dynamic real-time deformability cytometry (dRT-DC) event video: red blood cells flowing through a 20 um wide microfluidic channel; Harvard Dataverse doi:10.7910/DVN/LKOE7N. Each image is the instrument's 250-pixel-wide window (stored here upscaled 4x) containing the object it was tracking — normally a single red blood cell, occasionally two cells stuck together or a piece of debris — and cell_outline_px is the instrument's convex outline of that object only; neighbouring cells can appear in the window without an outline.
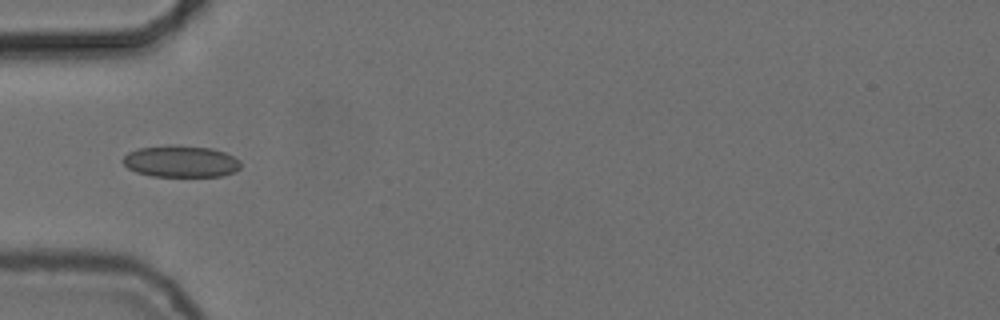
{"species": "common noctule bat (a hibernating species)", "species_latin": "Nyctalus noctula", "temperature_condition": "cold", "stored_images_in_passage": 23, "camera_frame_rate_fps": 3000, "um_per_image_px": 0.085, "animal": {"sex": "female", "body_mass_g": 24.6, "forearm_length_mm": 56.2}, "frame": {"image": 1, "passage_image": 1, "time_ms": 0.0, "image_size_px": [1000, 320], "cell_outline_px": [[240, 168], [236, 172], [224, 176], [152, 176], [136, 172], [128, 168], [120, 160], [128, 152], [136, 148], [168, 144], [212, 148], [224, 152], [240, 160]], "centroid_in_image_um": [15.35, 13.71], "position_along_channel_um": 69.7, "area_um2": 22.08}}
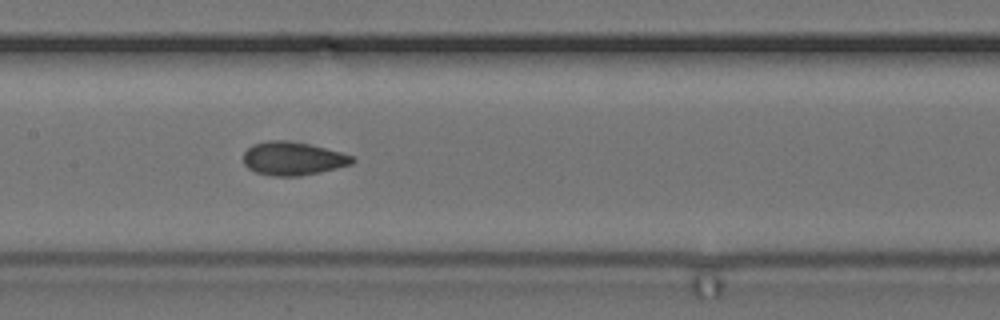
{"frame": {"image": 2, "passage_image": 10, "time_ms": 3.0, "image_size_px": [1000, 320], "cell_outline_px": [[356, 160], [352, 164], [320, 172], [300, 176], [272, 176], [256, 172], [248, 168], [244, 164], [244, 152], [252, 144], [268, 140], [284, 140], [308, 144], [340, 152], [352, 156]], "centroid_in_image_um": [24.87, 13.48], "position_along_channel_um": 182.5, "area_um2": 21.1}}
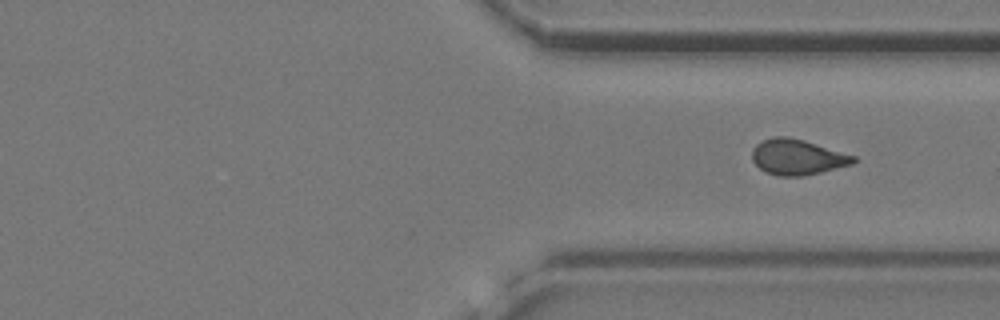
{"frame": {"image": 3, "passage_image": 23, "time_ms": 7.333, "image_size_px": [1000, 320], "cell_outline_px": [[856, 160], [852, 164], [804, 176], [776, 176], [764, 172], [752, 160], [752, 148], [756, 144], [772, 136], [788, 136], [804, 140], [856, 156]], "centroid_in_image_um": [67.74, 13.35], "position_along_channel_um": 343.7, "area_um2": 21.04}}